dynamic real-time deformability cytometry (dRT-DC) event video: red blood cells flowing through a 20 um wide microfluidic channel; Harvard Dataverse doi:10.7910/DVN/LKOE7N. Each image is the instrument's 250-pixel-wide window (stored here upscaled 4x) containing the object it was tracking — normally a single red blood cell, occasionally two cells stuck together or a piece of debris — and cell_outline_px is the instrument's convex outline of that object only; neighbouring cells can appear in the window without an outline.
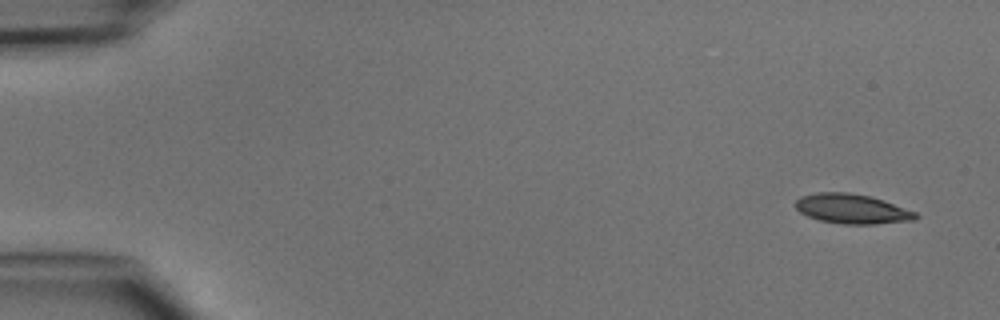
{"species": "common noctule bat (a hibernating species)", "species_latin": "Nyctalus noctula", "temperature_condition": "cold", "stored_images_in_passage": 4, "camera_frame_rate_fps": 3000, "um_per_image_px": 0.085, "animal": {"sex": "male", "body_mass_g": 15.6}, "frame": {"image": 1, "passage_image": 1, "time_ms": 0.0, "image_size_px": [1000, 320], "cell_outline_px": [[920, 216], [916, 220], [872, 224], [844, 224], [820, 220], [808, 216], [800, 212], [792, 204], [800, 196], [816, 192], [848, 192], [868, 196], [884, 200], [916, 212]], "centroid_in_image_um": [72.4, 17.74], "position_along_channel_um": 12.6, "area_um2": 20.87}}
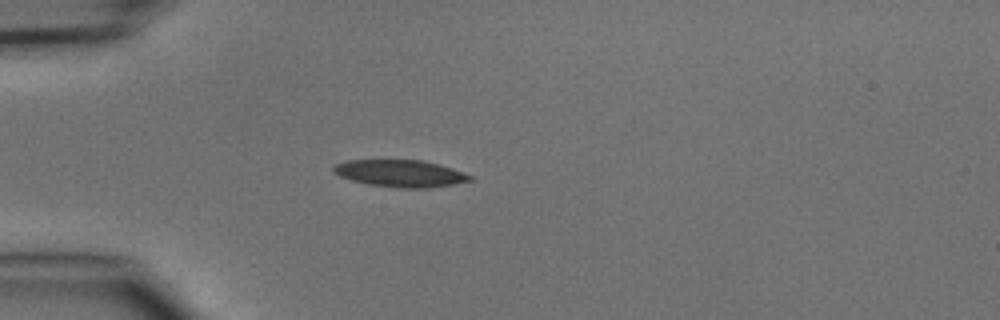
{"frame": {"image": 2, "passage_image": 4, "time_ms": 3.667, "image_size_px": [1000, 320], "cell_outline_px": [[472, 180], [452, 184], [428, 188], [396, 188], [368, 184], [352, 180], [340, 176], [332, 172], [332, 168], [336, 164], [348, 160], [424, 160], [440, 164], [452, 168], [472, 176]], "centroid_in_image_um": [34.01, 14.74], "position_along_channel_um": 51.0, "area_um2": 21.5}}